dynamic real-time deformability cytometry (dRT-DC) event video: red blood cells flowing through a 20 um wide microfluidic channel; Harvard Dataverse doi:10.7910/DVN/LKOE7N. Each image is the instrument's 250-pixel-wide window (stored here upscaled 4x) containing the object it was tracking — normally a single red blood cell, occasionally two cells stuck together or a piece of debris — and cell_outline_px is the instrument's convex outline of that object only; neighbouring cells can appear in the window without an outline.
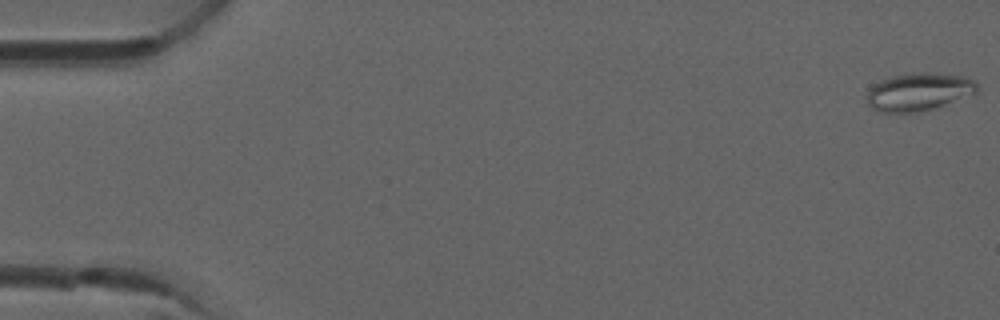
{"species": "common noctule bat (a hibernating species)", "species_latin": "Nyctalus noctula", "temperature_condition": "room temperature", "stored_images_in_passage": 4, "camera_frame_rate_fps": 3000, "um_per_image_px": 0.085, "animal": {"sex": "male", "forearm_length_mm": 52.5}, "frame": {"image": 1, "passage_image": 1, "time_ms": 0.0, "image_size_px": [1000, 320], "cell_outline_px": [[980, 88], [976, 92], [944, 104], [932, 108], [916, 112], [880, 112], [872, 108], [868, 104], [868, 92], [872, 84], [880, 80], [892, 76], [920, 72], [924, 72], [964, 76], [972, 80]], "centroid_in_image_um": [78.05, 7.79], "position_along_channel_um": 6.9, "area_um2": 23.87}}